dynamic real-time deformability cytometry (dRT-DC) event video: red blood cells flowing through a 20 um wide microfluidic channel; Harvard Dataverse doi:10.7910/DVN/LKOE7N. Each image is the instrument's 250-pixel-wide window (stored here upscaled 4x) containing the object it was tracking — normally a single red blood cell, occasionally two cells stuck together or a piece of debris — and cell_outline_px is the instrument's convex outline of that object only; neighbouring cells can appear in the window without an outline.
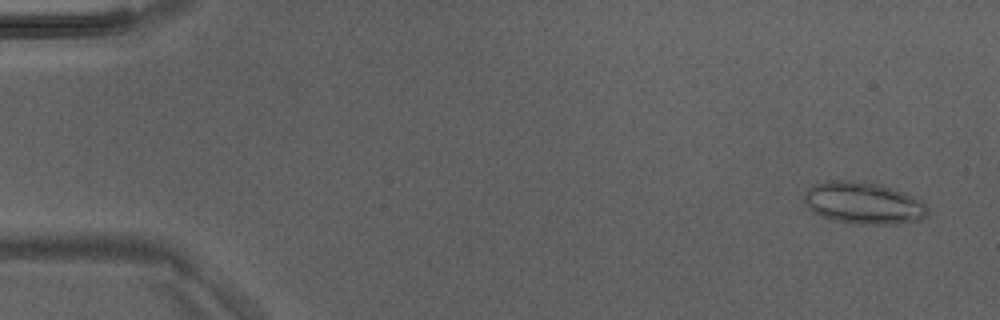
{"species": "Egyptian fruit bat (a non-hibernating species)", "species_latin": "Rousettus aegyptiacus", "temperature_condition": "room temperature", "stored_images_in_passage": 4, "camera_frame_rate_fps": 3000, "um_per_image_px": 0.085, "animal": {"sex": "male"}, "frame": {"image": 1, "passage_image": 1, "time_ms": 0.0, "image_size_px": [1000, 320], "cell_outline_px": [[928, 216], [920, 220], [896, 224], [852, 224], [832, 220], [808, 208], [804, 200], [804, 192], [812, 184], [828, 180], [860, 180], [880, 184], [904, 192], [924, 200], [928, 208]], "centroid_in_image_um": [73.43, 17.25], "position_along_channel_um": 11.6, "area_um2": 30.75}}